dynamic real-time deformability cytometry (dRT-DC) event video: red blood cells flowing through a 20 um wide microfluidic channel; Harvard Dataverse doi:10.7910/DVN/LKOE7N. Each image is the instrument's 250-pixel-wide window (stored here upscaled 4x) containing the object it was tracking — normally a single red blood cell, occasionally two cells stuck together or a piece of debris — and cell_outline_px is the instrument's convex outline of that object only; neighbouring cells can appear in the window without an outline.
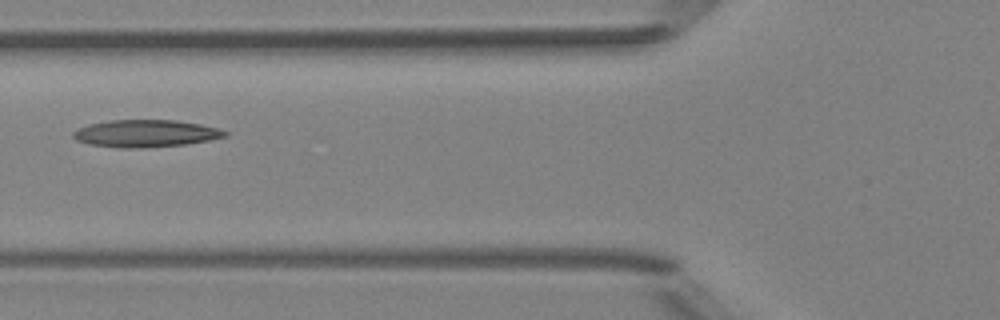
{"species": "Egyptian fruit bat (a non-hibernating species)", "species_latin": "Rousettus aegyptiacus", "temperature_condition": "room temperature", "stored_images_in_passage": 6, "camera_frame_rate_fps": 3000, "um_per_image_px": 0.085, "animal": {"sex": "female"}, "frame": {"image": 1, "passage_image": 6, "time_ms": 5.667, "image_size_px": [1000, 320], "cell_outline_px": [[228, 136], [208, 140], [184, 144], [136, 148], [116, 148], [88, 144], [76, 140], [72, 136], [72, 132], [76, 128], [88, 124], [108, 120], [176, 120], [200, 124], [220, 128], [228, 132]], "centroid_in_image_um": [12.33, 11.34], "position_along_channel_um": 113.5, "area_um2": 24.28}}